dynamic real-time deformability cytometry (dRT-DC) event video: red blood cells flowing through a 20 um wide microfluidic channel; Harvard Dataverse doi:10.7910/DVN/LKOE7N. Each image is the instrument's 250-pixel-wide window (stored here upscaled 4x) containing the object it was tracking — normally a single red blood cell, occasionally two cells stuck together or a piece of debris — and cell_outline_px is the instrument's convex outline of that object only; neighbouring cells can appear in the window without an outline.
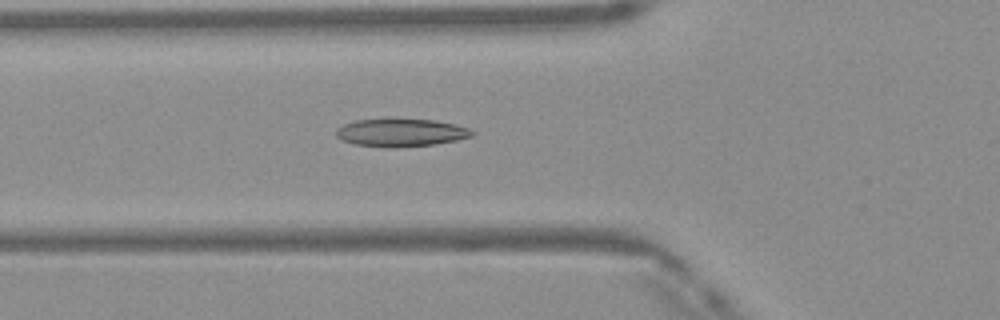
{"species": "Egyptian fruit bat (a non-hibernating species)", "species_latin": "Rousettus aegyptiacus", "temperature_condition": "warm", "stored_images_in_passage": 35, "camera_frame_rate_fps": 3000, "um_per_image_px": 0.085, "frame": {"image": 1, "passage_image": 4, "time_ms": 1.0, "image_size_px": [1000, 320], "cell_outline_px": [[476, 132], [472, 136], [456, 140], [432, 144], [384, 148], [356, 144], [340, 140], [336, 136], [336, 128], [344, 124], [356, 120], [436, 120], [456, 124], [468, 128]], "centroid_in_image_um": [34.07, 11.28], "position_along_channel_um": 91.7, "area_um2": 21.73}}
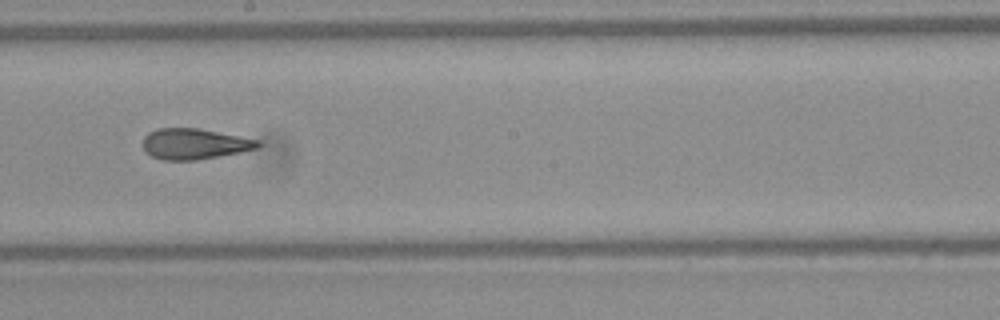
{"frame": {"image": 2, "passage_image": 14, "time_ms": 4.333, "image_size_px": [1000, 320], "cell_outline_px": [[264, 144], [256, 148], [240, 152], [196, 160], [164, 160], [152, 156], [144, 152], [144, 136], [148, 132], [156, 128], [200, 128], [260, 140]], "centroid_in_image_um": [16.53, 12.22], "position_along_channel_um": 231.7, "area_um2": 20.69}}
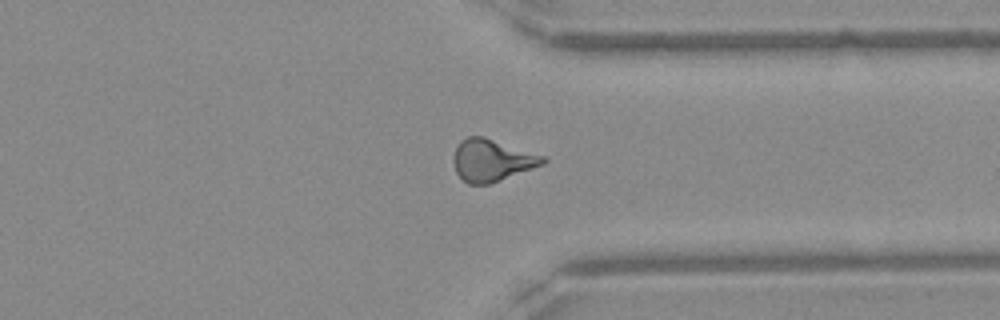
{"frame": {"image": 3, "passage_image": 24, "time_ms": 7.667, "image_size_px": [1000, 320], "cell_outline_px": [[548, 160], [544, 164], [488, 184], [468, 184], [456, 172], [452, 164], [452, 156], [460, 140], [468, 136], [484, 136], [544, 156]], "centroid_in_image_um": [41.77, 13.61], "position_along_channel_um": 369.6, "area_um2": 21.85}, "authors_computed_cell_mechanics": {"area_um2": 21.0392, "velocity_mm_per_s": 4.1717, "shape_relaxation_time_tau1_ms": null, "shape_relaxation_time_tau2_ms": 2.3219, "deformation_change_tau1": null, "deformation_change_tau2": 0.1109}}